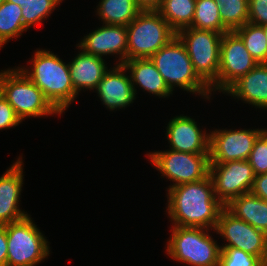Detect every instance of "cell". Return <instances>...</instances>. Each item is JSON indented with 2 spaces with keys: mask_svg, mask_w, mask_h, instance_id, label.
Masks as SVG:
<instances>
[{
  "mask_svg": "<svg viewBox=\"0 0 267 266\" xmlns=\"http://www.w3.org/2000/svg\"><path fill=\"white\" fill-rule=\"evenodd\" d=\"M265 129L214 130L210 132V163L248 160L257 138Z\"/></svg>",
  "mask_w": 267,
  "mask_h": 266,
  "instance_id": "13",
  "label": "cell"
},
{
  "mask_svg": "<svg viewBox=\"0 0 267 266\" xmlns=\"http://www.w3.org/2000/svg\"><path fill=\"white\" fill-rule=\"evenodd\" d=\"M0 177V226L20 221L29 214L20 210L19 200L23 186L22 157Z\"/></svg>",
  "mask_w": 267,
  "mask_h": 266,
  "instance_id": "16",
  "label": "cell"
},
{
  "mask_svg": "<svg viewBox=\"0 0 267 266\" xmlns=\"http://www.w3.org/2000/svg\"><path fill=\"white\" fill-rule=\"evenodd\" d=\"M112 69V70H111ZM109 69L95 88L97 96L109 110L123 109L133 103L136 94L123 64Z\"/></svg>",
  "mask_w": 267,
  "mask_h": 266,
  "instance_id": "17",
  "label": "cell"
},
{
  "mask_svg": "<svg viewBox=\"0 0 267 266\" xmlns=\"http://www.w3.org/2000/svg\"><path fill=\"white\" fill-rule=\"evenodd\" d=\"M161 176L173 181L169 188L207 178L210 174L209 154H193L175 150L147 154ZM175 182V183H174Z\"/></svg>",
  "mask_w": 267,
  "mask_h": 266,
  "instance_id": "9",
  "label": "cell"
},
{
  "mask_svg": "<svg viewBox=\"0 0 267 266\" xmlns=\"http://www.w3.org/2000/svg\"><path fill=\"white\" fill-rule=\"evenodd\" d=\"M4 1H6V0H0V5H1Z\"/></svg>",
  "mask_w": 267,
  "mask_h": 266,
  "instance_id": "37",
  "label": "cell"
},
{
  "mask_svg": "<svg viewBox=\"0 0 267 266\" xmlns=\"http://www.w3.org/2000/svg\"><path fill=\"white\" fill-rule=\"evenodd\" d=\"M77 47L101 58L107 54H119L120 61L116 64L121 65L127 61V27L103 24L102 27L84 36Z\"/></svg>",
  "mask_w": 267,
  "mask_h": 266,
  "instance_id": "14",
  "label": "cell"
},
{
  "mask_svg": "<svg viewBox=\"0 0 267 266\" xmlns=\"http://www.w3.org/2000/svg\"><path fill=\"white\" fill-rule=\"evenodd\" d=\"M32 69L18 67L62 114L77 97L68 64L49 50H36Z\"/></svg>",
  "mask_w": 267,
  "mask_h": 266,
  "instance_id": "2",
  "label": "cell"
},
{
  "mask_svg": "<svg viewBox=\"0 0 267 266\" xmlns=\"http://www.w3.org/2000/svg\"><path fill=\"white\" fill-rule=\"evenodd\" d=\"M8 243L5 226H0V266H6Z\"/></svg>",
  "mask_w": 267,
  "mask_h": 266,
  "instance_id": "34",
  "label": "cell"
},
{
  "mask_svg": "<svg viewBox=\"0 0 267 266\" xmlns=\"http://www.w3.org/2000/svg\"><path fill=\"white\" fill-rule=\"evenodd\" d=\"M190 27L199 30H211L222 34L229 32L222 24L216 0H196L194 17Z\"/></svg>",
  "mask_w": 267,
  "mask_h": 266,
  "instance_id": "25",
  "label": "cell"
},
{
  "mask_svg": "<svg viewBox=\"0 0 267 266\" xmlns=\"http://www.w3.org/2000/svg\"><path fill=\"white\" fill-rule=\"evenodd\" d=\"M27 31L23 24L22 7L4 1L0 5V49L8 40L20 37L22 32Z\"/></svg>",
  "mask_w": 267,
  "mask_h": 266,
  "instance_id": "24",
  "label": "cell"
},
{
  "mask_svg": "<svg viewBox=\"0 0 267 266\" xmlns=\"http://www.w3.org/2000/svg\"><path fill=\"white\" fill-rule=\"evenodd\" d=\"M250 192L255 196L267 201V173L255 176Z\"/></svg>",
  "mask_w": 267,
  "mask_h": 266,
  "instance_id": "33",
  "label": "cell"
},
{
  "mask_svg": "<svg viewBox=\"0 0 267 266\" xmlns=\"http://www.w3.org/2000/svg\"><path fill=\"white\" fill-rule=\"evenodd\" d=\"M127 27V60L150 58L176 32L157 10H142Z\"/></svg>",
  "mask_w": 267,
  "mask_h": 266,
  "instance_id": "6",
  "label": "cell"
},
{
  "mask_svg": "<svg viewBox=\"0 0 267 266\" xmlns=\"http://www.w3.org/2000/svg\"><path fill=\"white\" fill-rule=\"evenodd\" d=\"M166 251L173 260L190 266H218L221 247L209 229L172 226Z\"/></svg>",
  "mask_w": 267,
  "mask_h": 266,
  "instance_id": "5",
  "label": "cell"
},
{
  "mask_svg": "<svg viewBox=\"0 0 267 266\" xmlns=\"http://www.w3.org/2000/svg\"><path fill=\"white\" fill-rule=\"evenodd\" d=\"M222 24L234 31L248 23V0H216Z\"/></svg>",
  "mask_w": 267,
  "mask_h": 266,
  "instance_id": "28",
  "label": "cell"
},
{
  "mask_svg": "<svg viewBox=\"0 0 267 266\" xmlns=\"http://www.w3.org/2000/svg\"><path fill=\"white\" fill-rule=\"evenodd\" d=\"M218 266H265L257 256L236 248H221Z\"/></svg>",
  "mask_w": 267,
  "mask_h": 266,
  "instance_id": "29",
  "label": "cell"
},
{
  "mask_svg": "<svg viewBox=\"0 0 267 266\" xmlns=\"http://www.w3.org/2000/svg\"><path fill=\"white\" fill-rule=\"evenodd\" d=\"M222 35L220 32L192 27L181 29L176 33L186 48L195 73L211 92L217 91Z\"/></svg>",
  "mask_w": 267,
  "mask_h": 266,
  "instance_id": "7",
  "label": "cell"
},
{
  "mask_svg": "<svg viewBox=\"0 0 267 266\" xmlns=\"http://www.w3.org/2000/svg\"><path fill=\"white\" fill-rule=\"evenodd\" d=\"M123 65L130 71L131 83L135 94H137L135 85H139L144 91L159 98L169 97L172 94V91L150 58L127 60Z\"/></svg>",
  "mask_w": 267,
  "mask_h": 266,
  "instance_id": "20",
  "label": "cell"
},
{
  "mask_svg": "<svg viewBox=\"0 0 267 266\" xmlns=\"http://www.w3.org/2000/svg\"><path fill=\"white\" fill-rule=\"evenodd\" d=\"M220 234L228 244L221 248H236L259 257L264 263L267 259V234L254 228L242 219L236 218L225 207L221 210L214 232Z\"/></svg>",
  "mask_w": 267,
  "mask_h": 266,
  "instance_id": "10",
  "label": "cell"
},
{
  "mask_svg": "<svg viewBox=\"0 0 267 266\" xmlns=\"http://www.w3.org/2000/svg\"><path fill=\"white\" fill-rule=\"evenodd\" d=\"M0 93L13 107L21 121L27 117L61 115L44 93L19 68L0 72Z\"/></svg>",
  "mask_w": 267,
  "mask_h": 266,
  "instance_id": "4",
  "label": "cell"
},
{
  "mask_svg": "<svg viewBox=\"0 0 267 266\" xmlns=\"http://www.w3.org/2000/svg\"><path fill=\"white\" fill-rule=\"evenodd\" d=\"M234 32L242 39L246 49L258 63H267V40L263 26L248 22Z\"/></svg>",
  "mask_w": 267,
  "mask_h": 266,
  "instance_id": "26",
  "label": "cell"
},
{
  "mask_svg": "<svg viewBox=\"0 0 267 266\" xmlns=\"http://www.w3.org/2000/svg\"><path fill=\"white\" fill-rule=\"evenodd\" d=\"M142 9L134 0H101L97 14L104 24L128 26Z\"/></svg>",
  "mask_w": 267,
  "mask_h": 266,
  "instance_id": "22",
  "label": "cell"
},
{
  "mask_svg": "<svg viewBox=\"0 0 267 266\" xmlns=\"http://www.w3.org/2000/svg\"><path fill=\"white\" fill-rule=\"evenodd\" d=\"M249 19L254 25H267V0H248Z\"/></svg>",
  "mask_w": 267,
  "mask_h": 266,
  "instance_id": "31",
  "label": "cell"
},
{
  "mask_svg": "<svg viewBox=\"0 0 267 266\" xmlns=\"http://www.w3.org/2000/svg\"><path fill=\"white\" fill-rule=\"evenodd\" d=\"M22 7L23 24L29 29L42 23L63 0H6Z\"/></svg>",
  "mask_w": 267,
  "mask_h": 266,
  "instance_id": "27",
  "label": "cell"
},
{
  "mask_svg": "<svg viewBox=\"0 0 267 266\" xmlns=\"http://www.w3.org/2000/svg\"><path fill=\"white\" fill-rule=\"evenodd\" d=\"M209 175L215 196L224 206L232 199L249 193L256 176L248 160L210 163Z\"/></svg>",
  "mask_w": 267,
  "mask_h": 266,
  "instance_id": "11",
  "label": "cell"
},
{
  "mask_svg": "<svg viewBox=\"0 0 267 266\" xmlns=\"http://www.w3.org/2000/svg\"><path fill=\"white\" fill-rule=\"evenodd\" d=\"M22 121L17 117L13 107L0 93V130L14 128Z\"/></svg>",
  "mask_w": 267,
  "mask_h": 266,
  "instance_id": "32",
  "label": "cell"
},
{
  "mask_svg": "<svg viewBox=\"0 0 267 266\" xmlns=\"http://www.w3.org/2000/svg\"><path fill=\"white\" fill-rule=\"evenodd\" d=\"M225 208L236 218L267 234V201L251 192L232 199Z\"/></svg>",
  "mask_w": 267,
  "mask_h": 266,
  "instance_id": "21",
  "label": "cell"
},
{
  "mask_svg": "<svg viewBox=\"0 0 267 266\" xmlns=\"http://www.w3.org/2000/svg\"><path fill=\"white\" fill-rule=\"evenodd\" d=\"M257 64L258 62L250 55L242 39L234 31L223 33L220 44L217 90L224 94L234 82Z\"/></svg>",
  "mask_w": 267,
  "mask_h": 266,
  "instance_id": "12",
  "label": "cell"
},
{
  "mask_svg": "<svg viewBox=\"0 0 267 266\" xmlns=\"http://www.w3.org/2000/svg\"><path fill=\"white\" fill-rule=\"evenodd\" d=\"M150 59L172 92L174 87H179L184 91L198 93L210 99V88L195 73L186 48L177 36L153 54Z\"/></svg>",
  "mask_w": 267,
  "mask_h": 266,
  "instance_id": "3",
  "label": "cell"
},
{
  "mask_svg": "<svg viewBox=\"0 0 267 266\" xmlns=\"http://www.w3.org/2000/svg\"><path fill=\"white\" fill-rule=\"evenodd\" d=\"M225 92L255 108L267 109V63H258Z\"/></svg>",
  "mask_w": 267,
  "mask_h": 266,
  "instance_id": "18",
  "label": "cell"
},
{
  "mask_svg": "<svg viewBox=\"0 0 267 266\" xmlns=\"http://www.w3.org/2000/svg\"><path fill=\"white\" fill-rule=\"evenodd\" d=\"M168 216L172 226L201 227L215 230L225 207L215 196L210 175L203 180L168 188Z\"/></svg>",
  "mask_w": 267,
  "mask_h": 266,
  "instance_id": "1",
  "label": "cell"
},
{
  "mask_svg": "<svg viewBox=\"0 0 267 266\" xmlns=\"http://www.w3.org/2000/svg\"><path fill=\"white\" fill-rule=\"evenodd\" d=\"M195 6L196 0H163L157 11L177 33L191 26Z\"/></svg>",
  "mask_w": 267,
  "mask_h": 266,
  "instance_id": "23",
  "label": "cell"
},
{
  "mask_svg": "<svg viewBox=\"0 0 267 266\" xmlns=\"http://www.w3.org/2000/svg\"><path fill=\"white\" fill-rule=\"evenodd\" d=\"M264 32H265V35H266V40H267V25H264Z\"/></svg>",
  "mask_w": 267,
  "mask_h": 266,
  "instance_id": "36",
  "label": "cell"
},
{
  "mask_svg": "<svg viewBox=\"0 0 267 266\" xmlns=\"http://www.w3.org/2000/svg\"><path fill=\"white\" fill-rule=\"evenodd\" d=\"M4 226L8 243L6 266H36L50 254L46 237L29 215Z\"/></svg>",
  "mask_w": 267,
  "mask_h": 266,
  "instance_id": "8",
  "label": "cell"
},
{
  "mask_svg": "<svg viewBox=\"0 0 267 266\" xmlns=\"http://www.w3.org/2000/svg\"><path fill=\"white\" fill-rule=\"evenodd\" d=\"M166 128L170 149L185 153L209 154L210 134L198 128L194 119L183 115L176 116L168 122Z\"/></svg>",
  "mask_w": 267,
  "mask_h": 266,
  "instance_id": "15",
  "label": "cell"
},
{
  "mask_svg": "<svg viewBox=\"0 0 267 266\" xmlns=\"http://www.w3.org/2000/svg\"><path fill=\"white\" fill-rule=\"evenodd\" d=\"M80 51L82 52L68 64L71 82L77 95L82 89L94 90L108 71L103 58Z\"/></svg>",
  "mask_w": 267,
  "mask_h": 266,
  "instance_id": "19",
  "label": "cell"
},
{
  "mask_svg": "<svg viewBox=\"0 0 267 266\" xmlns=\"http://www.w3.org/2000/svg\"><path fill=\"white\" fill-rule=\"evenodd\" d=\"M248 162L255 175L267 173V129L255 141Z\"/></svg>",
  "mask_w": 267,
  "mask_h": 266,
  "instance_id": "30",
  "label": "cell"
},
{
  "mask_svg": "<svg viewBox=\"0 0 267 266\" xmlns=\"http://www.w3.org/2000/svg\"><path fill=\"white\" fill-rule=\"evenodd\" d=\"M142 10H157L163 0H134Z\"/></svg>",
  "mask_w": 267,
  "mask_h": 266,
  "instance_id": "35",
  "label": "cell"
}]
</instances>
